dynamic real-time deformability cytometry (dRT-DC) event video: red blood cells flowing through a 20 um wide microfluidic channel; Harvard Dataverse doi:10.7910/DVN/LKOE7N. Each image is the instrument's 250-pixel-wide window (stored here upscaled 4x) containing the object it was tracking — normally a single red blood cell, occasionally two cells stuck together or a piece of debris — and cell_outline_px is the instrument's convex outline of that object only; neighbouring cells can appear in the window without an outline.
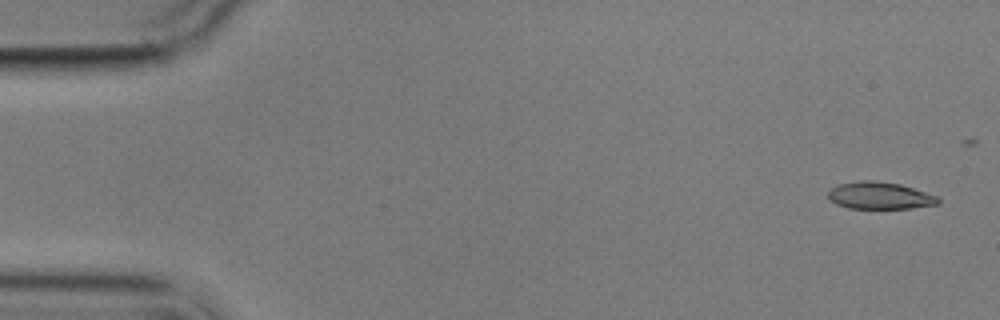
{"species": "common noctule bat (a hibernating species)", "species_latin": "Nyctalus noctula", "temperature_condition": "cold", "stored_images_in_passage": 5, "camera_frame_rate_fps": 3000, "um_per_image_px": 0.085, "animal": {"sex": "male", "body_mass_g": 17.9}, "frame": {"image": 1, "passage_image": 1, "time_ms": 0.0, "image_size_px": [1000, 320], "cell_outline_px": [[940, 204], [912, 208], [848, 208], [836, 204], [828, 200], [828, 192], [836, 184], [860, 180], [872, 180], [900, 184], [940, 196]], "centroid_in_image_um": [74.79, 16.62], "position_along_channel_um": 10.2, "area_um2": 17.63}}
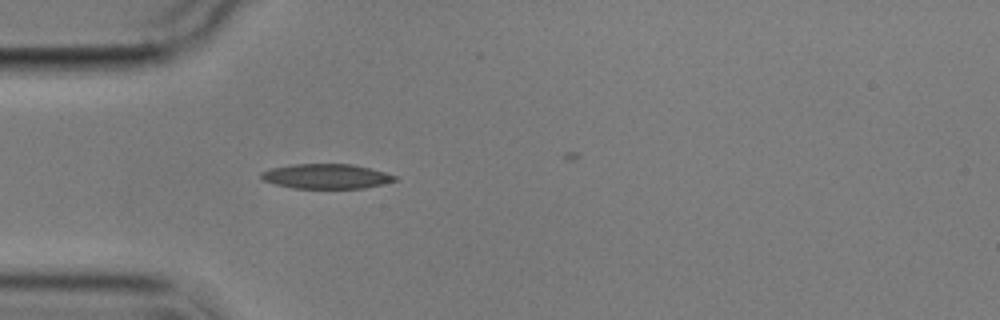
{"frame": {"image": 2, "passage_image": 5, "time_ms": 4.667, "image_size_px": [1000, 320], "cell_outline_px": [[396, 180], [384, 184], [364, 188], [296, 188], [276, 184], [264, 180], [260, 176], [260, 172], [268, 168], [292, 164], [352, 164], [384, 172], [396, 176]], "centroid_in_image_um": [27.7, 14.98], "position_along_channel_um": 57.3, "area_um2": 19.19}}